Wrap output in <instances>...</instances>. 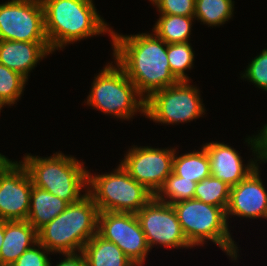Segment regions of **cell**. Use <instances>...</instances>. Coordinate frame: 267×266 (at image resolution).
Here are the masks:
<instances>
[{
    "instance_id": "7a4b0ae2",
    "label": "cell",
    "mask_w": 267,
    "mask_h": 266,
    "mask_svg": "<svg viewBox=\"0 0 267 266\" xmlns=\"http://www.w3.org/2000/svg\"><path fill=\"white\" fill-rule=\"evenodd\" d=\"M42 6L52 52L82 39L112 34V27L100 17L92 0H45Z\"/></svg>"
},
{
    "instance_id": "83f0119b",
    "label": "cell",
    "mask_w": 267,
    "mask_h": 266,
    "mask_svg": "<svg viewBox=\"0 0 267 266\" xmlns=\"http://www.w3.org/2000/svg\"><path fill=\"white\" fill-rule=\"evenodd\" d=\"M159 15H178L194 17L195 0H154Z\"/></svg>"
},
{
    "instance_id": "603a6c76",
    "label": "cell",
    "mask_w": 267,
    "mask_h": 266,
    "mask_svg": "<svg viewBox=\"0 0 267 266\" xmlns=\"http://www.w3.org/2000/svg\"><path fill=\"white\" fill-rule=\"evenodd\" d=\"M230 189L229 185L210 175L196 184L194 199L221 207L226 212Z\"/></svg>"
},
{
    "instance_id": "3957f363",
    "label": "cell",
    "mask_w": 267,
    "mask_h": 266,
    "mask_svg": "<svg viewBox=\"0 0 267 266\" xmlns=\"http://www.w3.org/2000/svg\"><path fill=\"white\" fill-rule=\"evenodd\" d=\"M98 208L87 193L71 203L38 232V242L51 253H76L97 233Z\"/></svg>"
},
{
    "instance_id": "8992f818",
    "label": "cell",
    "mask_w": 267,
    "mask_h": 266,
    "mask_svg": "<svg viewBox=\"0 0 267 266\" xmlns=\"http://www.w3.org/2000/svg\"><path fill=\"white\" fill-rule=\"evenodd\" d=\"M103 67L94 77L86 105L123 120L137 112L145 116L146 100L129 80L124 70L114 61Z\"/></svg>"
},
{
    "instance_id": "ba28073f",
    "label": "cell",
    "mask_w": 267,
    "mask_h": 266,
    "mask_svg": "<svg viewBox=\"0 0 267 266\" xmlns=\"http://www.w3.org/2000/svg\"><path fill=\"white\" fill-rule=\"evenodd\" d=\"M199 89L189 81L154 92L145 103V117L159 124L190 122L205 114Z\"/></svg>"
},
{
    "instance_id": "277c9868",
    "label": "cell",
    "mask_w": 267,
    "mask_h": 266,
    "mask_svg": "<svg viewBox=\"0 0 267 266\" xmlns=\"http://www.w3.org/2000/svg\"><path fill=\"white\" fill-rule=\"evenodd\" d=\"M32 185L44 189L69 204L79 201L88 187V170L74 156L56 152L50 157L26 154L21 161Z\"/></svg>"
},
{
    "instance_id": "5b68a950",
    "label": "cell",
    "mask_w": 267,
    "mask_h": 266,
    "mask_svg": "<svg viewBox=\"0 0 267 266\" xmlns=\"http://www.w3.org/2000/svg\"><path fill=\"white\" fill-rule=\"evenodd\" d=\"M174 208L184 236L192 247L212 241L237 260L239 247L229 232L226 212L218 206L189 199L171 204Z\"/></svg>"
},
{
    "instance_id": "d6a6232c",
    "label": "cell",
    "mask_w": 267,
    "mask_h": 266,
    "mask_svg": "<svg viewBox=\"0 0 267 266\" xmlns=\"http://www.w3.org/2000/svg\"><path fill=\"white\" fill-rule=\"evenodd\" d=\"M262 128H263L262 131H263L264 142L267 150V124H265V126Z\"/></svg>"
},
{
    "instance_id": "f1b7e54d",
    "label": "cell",
    "mask_w": 267,
    "mask_h": 266,
    "mask_svg": "<svg viewBox=\"0 0 267 266\" xmlns=\"http://www.w3.org/2000/svg\"><path fill=\"white\" fill-rule=\"evenodd\" d=\"M47 250L37 242L30 249L26 250L11 266H50V258Z\"/></svg>"
},
{
    "instance_id": "4dcf8cb0",
    "label": "cell",
    "mask_w": 267,
    "mask_h": 266,
    "mask_svg": "<svg viewBox=\"0 0 267 266\" xmlns=\"http://www.w3.org/2000/svg\"><path fill=\"white\" fill-rule=\"evenodd\" d=\"M16 161H10L6 156L0 153V175L4 173Z\"/></svg>"
},
{
    "instance_id": "6da1fadb",
    "label": "cell",
    "mask_w": 267,
    "mask_h": 266,
    "mask_svg": "<svg viewBox=\"0 0 267 266\" xmlns=\"http://www.w3.org/2000/svg\"><path fill=\"white\" fill-rule=\"evenodd\" d=\"M113 57L146 100L179 81L170 70L167 43L154 33L111 34Z\"/></svg>"
},
{
    "instance_id": "ac0fdd59",
    "label": "cell",
    "mask_w": 267,
    "mask_h": 266,
    "mask_svg": "<svg viewBox=\"0 0 267 266\" xmlns=\"http://www.w3.org/2000/svg\"><path fill=\"white\" fill-rule=\"evenodd\" d=\"M69 203L58 196L32 185L27 221L38 232L62 213Z\"/></svg>"
},
{
    "instance_id": "f546056e",
    "label": "cell",
    "mask_w": 267,
    "mask_h": 266,
    "mask_svg": "<svg viewBox=\"0 0 267 266\" xmlns=\"http://www.w3.org/2000/svg\"><path fill=\"white\" fill-rule=\"evenodd\" d=\"M62 255L66 257L61 260V262H58L56 266H87V261L82 251L78 253H66ZM50 266H52L51 262Z\"/></svg>"
},
{
    "instance_id": "d6986e66",
    "label": "cell",
    "mask_w": 267,
    "mask_h": 266,
    "mask_svg": "<svg viewBox=\"0 0 267 266\" xmlns=\"http://www.w3.org/2000/svg\"><path fill=\"white\" fill-rule=\"evenodd\" d=\"M82 252L87 266H136L115 243L98 233L84 245Z\"/></svg>"
},
{
    "instance_id": "e0dca14e",
    "label": "cell",
    "mask_w": 267,
    "mask_h": 266,
    "mask_svg": "<svg viewBox=\"0 0 267 266\" xmlns=\"http://www.w3.org/2000/svg\"><path fill=\"white\" fill-rule=\"evenodd\" d=\"M37 242V231L27 220L4 221L0 266H11Z\"/></svg>"
},
{
    "instance_id": "5bb4252c",
    "label": "cell",
    "mask_w": 267,
    "mask_h": 266,
    "mask_svg": "<svg viewBox=\"0 0 267 266\" xmlns=\"http://www.w3.org/2000/svg\"><path fill=\"white\" fill-rule=\"evenodd\" d=\"M31 191L27 169L16 161L0 175V220H27Z\"/></svg>"
},
{
    "instance_id": "d4e9b609",
    "label": "cell",
    "mask_w": 267,
    "mask_h": 266,
    "mask_svg": "<svg viewBox=\"0 0 267 266\" xmlns=\"http://www.w3.org/2000/svg\"><path fill=\"white\" fill-rule=\"evenodd\" d=\"M167 56L170 70L178 81H190L185 73L191 70L194 62V51L189 42L167 44Z\"/></svg>"
},
{
    "instance_id": "9a60e30c",
    "label": "cell",
    "mask_w": 267,
    "mask_h": 266,
    "mask_svg": "<svg viewBox=\"0 0 267 266\" xmlns=\"http://www.w3.org/2000/svg\"><path fill=\"white\" fill-rule=\"evenodd\" d=\"M259 166L245 179L231 187L226 219L230 215L258 219H267V190L260 178Z\"/></svg>"
},
{
    "instance_id": "ffe728a7",
    "label": "cell",
    "mask_w": 267,
    "mask_h": 266,
    "mask_svg": "<svg viewBox=\"0 0 267 266\" xmlns=\"http://www.w3.org/2000/svg\"><path fill=\"white\" fill-rule=\"evenodd\" d=\"M176 150L172 168L174 174L196 183L211 175L209 156L204 147L179 156Z\"/></svg>"
},
{
    "instance_id": "7402d4cb",
    "label": "cell",
    "mask_w": 267,
    "mask_h": 266,
    "mask_svg": "<svg viewBox=\"0 0 267 266\" xmlns=\"http://www.w3.org/2000/svg\"><path fill=\"white\" fill-rule=\"evenodd\" d=\"M233 0H195L194 17L209 26L223 25L233 16Z\"/></svg>"
},
{
    "instance_id": "30bf717a",
    "label": "cell",
    "mask_w": 267,
    "mask_h": 266,
    "mask_svg": "<svg viewBox=\"0 0 267 266\" xmlns=\"http://www.w3.org/2000/svg\"><path fill=\"white\" fill-rule=\"evenodd\" d=\"M0 40L48 42L42 3L11 0L0 4Z\"/></svg>"
},
{
    "instance_id": "9c48e42d",
    "label": "cell",
    "mask_w": 267,
    "mask_h": 266,
    "mask_svg": "<svg viewBox=\"0 0 267 266\" xmlns=\"http://www.w3.org/2000/svg\"><path fill=\"white\" fill-rule=\"evenodd\" d=\"M245 142L251 146L250 149L253 152L252 155H254V158L250 159L247 163L248 165L243 164L242 157L238 151L228 144L216 141L203 144L209 156L211 175L230 187L237 185L245 179L258 167V163L267 162V150L262 129L258 135L248 137ZM257 161L259 162L257 163Z\"/></svg>"
},
{
    "instance_id": "7c38bea8",
    "label": "cell",
    "mask_w": 267,
    "mask_h": 266,
    "mask_svg": "<svg viewBox=\"0 0 267 266\" xmlns=\"http://www.w3.org/2000/svg\"><path fill=\"white\" fill-rule=\"evenodd\" d=\"M150 250L154 245L167 248H191L183 234L177 214L171 204L153 197L137 213Z\"/></svg>"
},
{
    "instance_id": "52a82bcc",
    "label": "cell",
    "mask_w": 267,
    "mask_h": 266,
    "mask_svg": "<svg viewBox=\"0 0 267 266\" xmlns=\"http://www.w3.org/2000/svg\"><path fill=\"white\" fill-rule=\"evenodd\" d=\"M88 170L87 193L99 212H124L136 214L154 195L134 180L121 164L112 172L91 174Z\"/></svg>"
},
{
    "instance_id": "cb8c5ba5",
    "label": "cell",
    "mask_w": 267,
    "mask_h": 266,
    "mask_svg": "<svg viewBox=\"0 0 267 266\" xmlns=\"http://www.w3.org/2000/svg\"><path fill=\"white\" fill-rule=\"evenodd\" d=\"M196 184V182L179 177L172 172L154 197L158 201L166 202L167 204H175L180 201L193 199Z\"/></svg>"
},
{
    "instance_id": "484cf974",
    "label": "cell",
    "mask_w": 267,
    "mask_h": 266,
    "mask_svg": "<svg viewBox=\"0 0 267 266\" xmlns=\"http://www.w3.org/2000/svg\"><path fill=\"white\" fill-rule=\"evenodd\" d=\"M28 80L0 63V105L12 106L20 99Z\"/></svg>"
},
{
    "instance_id": "1f68e13d",
    "label": "cell",
    "mask_w": 267,
    "mask_h": 266,
    "mask_svg": "<svg viewBox=\"0 0 267 266\" xmlns=\"http://www.w3.org/2000/svg\"><path fill=\"white\" fill-rule=\"evenodd\" d=\"M3 240H4V221L0 220V250L2 247Z\"/></svg>"
},
{
    "instance_id": "4316f807",
    "label": "cell",
    "mask_w": 267,
    "mask_h": 266,
    "mask_svg": "<svg viewBox=\"0 0 267 266\" xmlns=\"http://www.w3.org/2000/svg\"><path fill=\"white\" fill-rule=\"evenodd\" d=\"M241 78L255 84L259 89L267 91V49H263L246 67Z\"/></svg>"
},
{
    "instance_id": "8fae6325",
    "label": "cell",
    "mask_w": 267,
    "mask_h": 266,
    "mask_svg": "<svg viewBox=\"0 0 267 266\" xmlns=\"http://www.w3.org/2000/svg\"><path fill=\"white\" fill-rule=\"evenodd\" d=\"M97 233L115 243L136 266L144 265L150 248L136 214L99 212Z\"/></svg>"
},
{
    "instance_id": "4fadbf2b",
    "label": "cell",
    "mask_w": 267,
    "mask_h": 266,
    "mask_svg": "<svg viewBox=\"0 0 267 266\" xmlns=\"http://www.w3.org/2000/svg\"><path fill=\"white\" fill-rule=\"evenodd\" d=\"M174 155L175 148L134 146L129 148L120 164L134 180L155 195L172 173Z\"/></svg>"
},
{
    "instance_id": "44dd1931",
    "label": "cell",
    "mask_w": 267,
    "mask_h": 266,
    "mask_svg": "<svg viewBox=\"0 0 267 266\" xmlns=\"http://www.w3.org/2000/svg\"><path fill=\"white\" fill-rule=\"evenodd\" d=\"M195 17L161 15L153 27V33L167 44L189 41Z\"/></svg>"
},
{
    "instance_id": "836d02e7",
    "label": "cell",
    "mask_w": 267,
    "mask_h": 266,
    "mask_svg": "<svg viewBox=\"0 0 267 266\" xmlns=\"http://www.w3.org/2000/svg\"><path fill=\"white\" fill-rule=\"evenodd\" d=\"M33 1H37V2H41V3H42V2L45 1V0H33Z\"/></svg>"
},
{
    "instance_id": "2e32d148",
    "label": "cell",
    "mask_w": 267,
    "mask_h": 266,
    "mask_svg": "<svg viewBox=\"0 0 267 266\" xmlns=\"http://www.w3.org/2000/svg\"><path fill=\"white\" fill-rule=\"evenodd\" d=\"M53 53L49 42H22L0 40V63L28 80L29 72Z\"/></svg>"
}]
</instances>
